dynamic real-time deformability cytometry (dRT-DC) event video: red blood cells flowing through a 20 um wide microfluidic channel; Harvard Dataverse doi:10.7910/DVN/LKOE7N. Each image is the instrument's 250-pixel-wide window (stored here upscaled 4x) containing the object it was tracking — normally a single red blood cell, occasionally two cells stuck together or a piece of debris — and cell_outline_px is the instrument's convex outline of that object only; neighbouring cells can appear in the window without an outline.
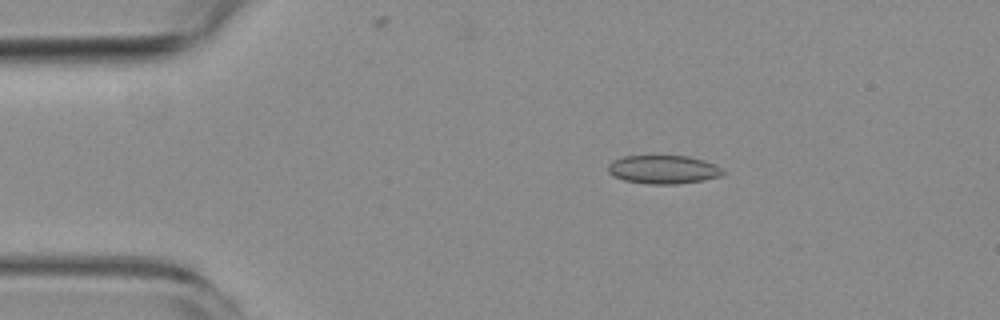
{"species": "common noctule bat (a hibernating species)", "species_latin": "Nyctalus noctula", "temperature_condition": "room temperature", "stored_images_in_passage": 3, "camera_frame_rate_fps": 3000, "um_per_image_px": 0.085, "animal": {"sex": "female", "body_mass_g": 19.3, "forearm_length_mm": 54.1}, "frame": {"image": 1, "passage_image": 2, "time_ms": 1.0, "image_size_px": [1000, 320], "cell_outline_px": [[724, 172], [720, 176], [704, 180], [676, 184], [648, 184], [624, 180], [612, 176], [608, 172], [608, 164], [612, 160], [624, 156], [688, 156], [704, 160], [716, 164], [724, 168]], "centroid_in_image_um": [56.39, 14.41], "position_along_channel_um": 28.6, "area_um2": 19.25}}